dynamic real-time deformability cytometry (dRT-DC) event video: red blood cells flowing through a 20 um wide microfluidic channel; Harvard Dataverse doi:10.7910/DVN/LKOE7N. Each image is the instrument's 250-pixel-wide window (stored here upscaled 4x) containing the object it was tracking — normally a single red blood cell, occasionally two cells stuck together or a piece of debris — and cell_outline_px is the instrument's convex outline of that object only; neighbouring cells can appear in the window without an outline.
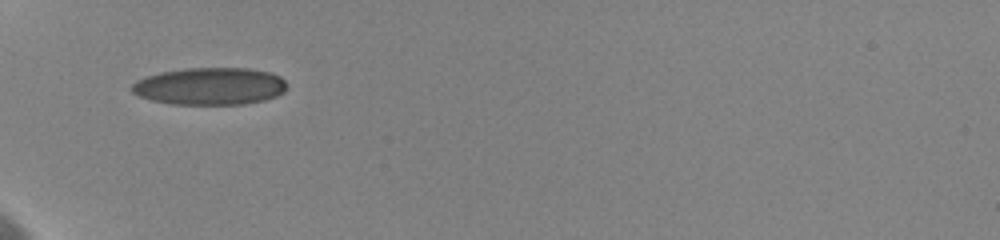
{"species": "human", "species_latin": "Homo sapiens", "temperature_condition": "cold", "stored_images_in_passage": 17, "camera_frame_rate_fps": 3000, "um_per_image_px": 0.085, "donor": {"sex": "female"}, "frame": {"image": 1, "passage_image": 1, "time_ms": 0.0, "image_size_px": [1000, 240], "cell_outline_px": [[288, 88], [284, 92], [276, 96], [264, 100], [244, 104], [172, 104], [152, 100], [140, 96], [132, 92], [132, 84], [136, 80], [160, 72], [184, 68], [248, 68], [268, 72], [280, 76], [284, 80]], "centroid_in_image_um": [17.86, 7.32], "position_along_channel_um": 67.1, "area_um2": 33.7}}